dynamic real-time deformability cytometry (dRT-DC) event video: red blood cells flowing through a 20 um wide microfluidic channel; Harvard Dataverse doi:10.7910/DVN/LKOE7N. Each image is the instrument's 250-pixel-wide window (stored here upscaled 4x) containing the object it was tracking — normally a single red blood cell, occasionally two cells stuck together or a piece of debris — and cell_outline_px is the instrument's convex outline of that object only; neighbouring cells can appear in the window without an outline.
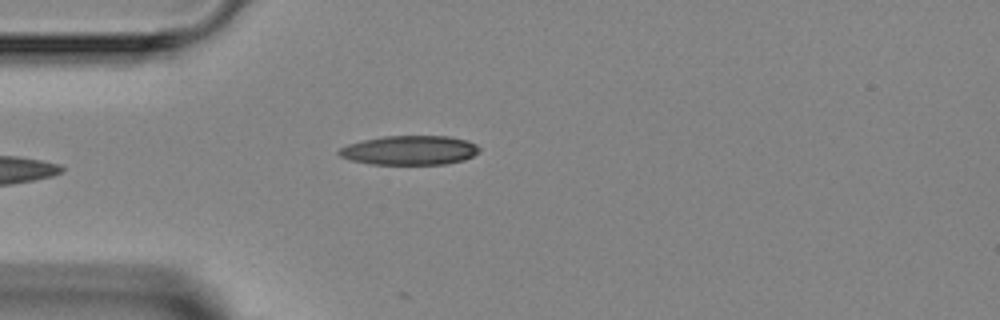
{"species": "Egyptian fruit bat (a non-hibernating species)", "species_latin": "Rousettus aegyptiacus", "temperature_condition": "room temperature", "stored_images_in_passage": 6, "camera_frame_rate_fps": 3000, "um_per_image_px": 0.085, "animal": {"sex": "female"}, "frame": {"image": 1, "passage_image": 6, "time_ms": 6.0, "image_size_px": [1000, 320], "cell_outline_px": [[480, 152], [464, 160], [444, 164], [368, 164], [352, 160], [340, 156], [336, 152], [340, 148], [348, 144], [364, 140], [384, 136], [448, 136], [468, 140], [476, 144], [480, 148]], "centroid_in_image_um": [34.84, 12.77], "position_along_channel_um": 50.2, "area_um2": 23.99}}